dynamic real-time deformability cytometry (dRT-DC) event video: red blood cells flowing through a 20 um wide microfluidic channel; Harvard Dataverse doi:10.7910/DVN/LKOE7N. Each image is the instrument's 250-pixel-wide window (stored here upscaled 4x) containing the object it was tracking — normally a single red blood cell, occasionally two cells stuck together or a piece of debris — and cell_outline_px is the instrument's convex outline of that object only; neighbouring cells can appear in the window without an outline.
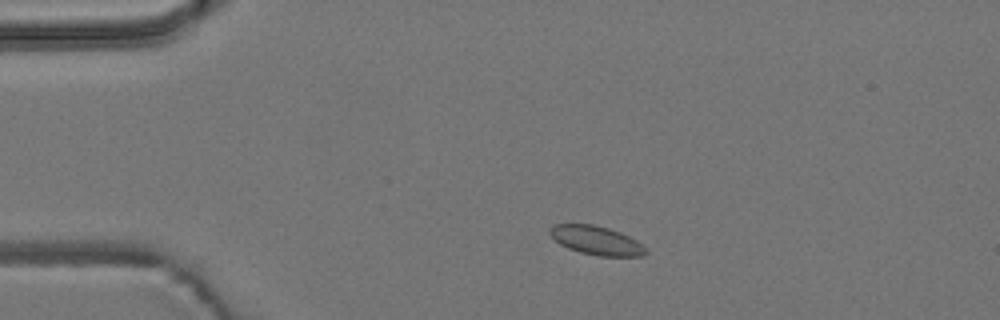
{"species": "common noctule bat (a hibernating species)", "species_latin": "Nyctalus noctula", "temperature_condition": "room temperature", "stored_images_in_passage": 4, "camera_frame_rate_fps": 3000, "um_per_image_px": 0.085, "animal": {"sex": "male", "body_mass_g": 19.2, "forearm_length_mm": 51.8}, "frame": {"image": 1, "passage_image": 2, "time_ms": 1.0, "image_size_px": [1000, 320], "cell_outline_px": [[648, 252], [644, 256], [600, 256], [580, 252], [568, 248], [560, 244], [548, 232], [548, 228], [552, 224], [592, 224], [608, 228], [620, 232], [636, 240]], "centroid_in_image_um": [50.66, 20.43], "position_along_channel_um": 34.3, "area_um2": 16.01}}
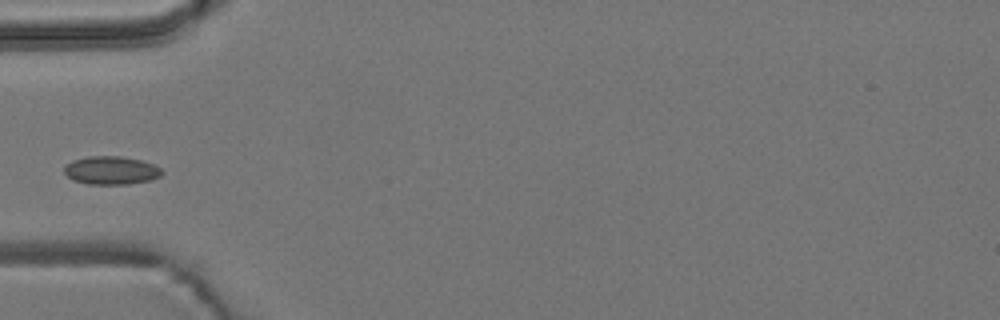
{"frame": {"image": 2, "passage_image": 4, "time_ms": 3.333, "image_size_px": [1000, 320], "cell_outline_px": [[164, 172], [160, 176], [152, 180], [128, 184], [88, 184], [72, 180], [64, 172], [64, 168], [72, 160], [88, 156], [120, 156], [140, 160], [152, 164], [160, 168]], "centroid_in_image_um": [9.45, 14.48], "position_along_channel_um": 75.6, "area_um2": 16.07}}